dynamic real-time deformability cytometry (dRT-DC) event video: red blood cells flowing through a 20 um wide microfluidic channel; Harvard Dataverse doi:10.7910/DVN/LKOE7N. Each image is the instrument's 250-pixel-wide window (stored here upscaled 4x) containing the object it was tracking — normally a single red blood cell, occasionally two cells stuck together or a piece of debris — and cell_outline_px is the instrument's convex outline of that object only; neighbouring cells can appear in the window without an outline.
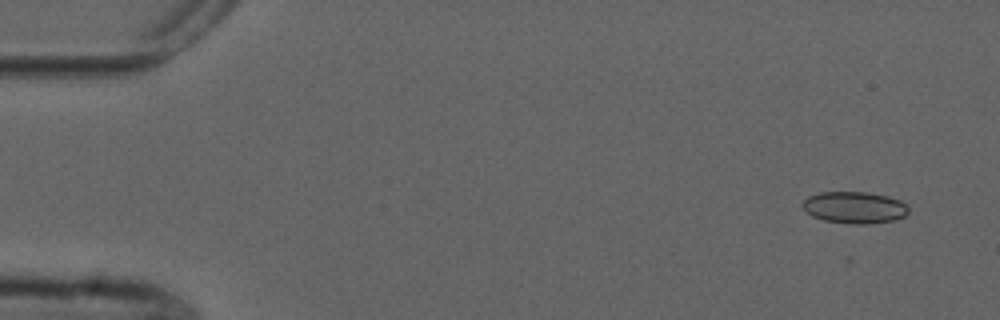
{"species": "common noctule bat (a hibernating species)", "species_latin": "Nyctalus noctula", "temperature_condition": "cold", "stored_images_in_passage": 44, "camera_frame_rate_fps": 3000, "um_per_image_px": 0.085, "animal": {"sex": "male", "forearm_length_mm": 52.5}, "frame": {"image": 1, "passage_image": 1, "time_ms": 0.0, "image_size_px": [1000, 320], "cell_outline_px": [[908, 212], [904, 216], [892, 220], [868, 224], [852, 224], [824, 220], [812, 216], [800, 204], [808, 196], [820, 192], [868, 192], [888, 196], [900, 200], [908, 204]], "centroid_in_image_um": [72.64, 17.62], "position_along_channel_um": 12.4, "area_um2": 19.65}}
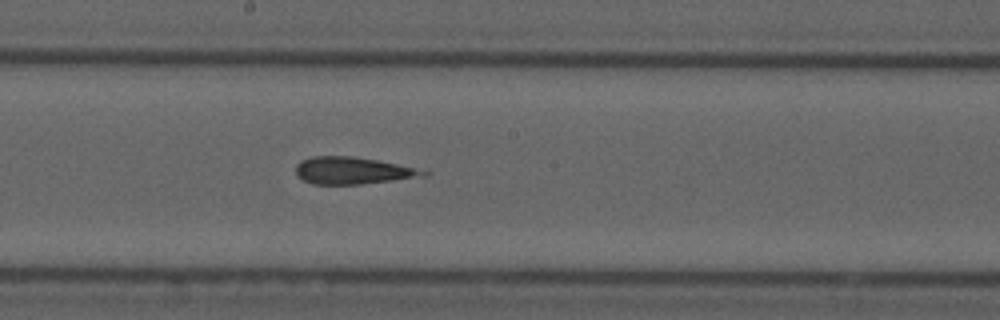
{"frame": {"image": 2, "passage_image": 27, "time_ms": 8.667, "image_size_px": [1000, 320], "cell_outline_px": [[428, 176], [360, 184], [312, 184], [296, 176], [296, 164], [300, 160], [312, 156], [352, 156], [376, 160], [396, 164], [428, 172]], "centroid_in_image_um": [29.9, 14.5], "position_along_channel_um": 218.3, "area_um2": 19.94}}
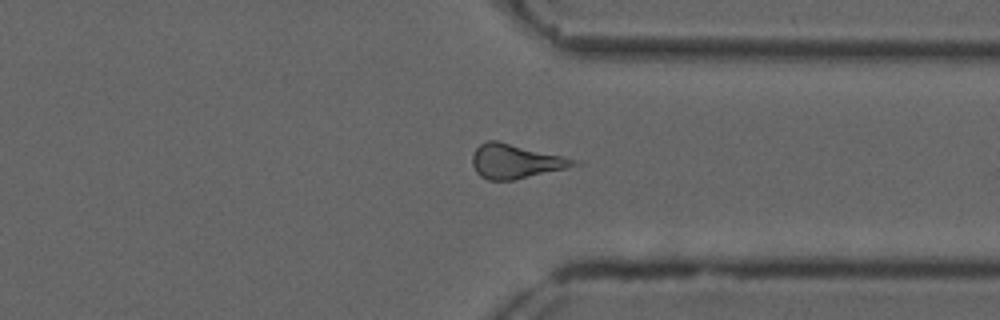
{"frame": {"image": 3, "passage_image": 39, "time_ms": 12.667, "image_size_px": [1000, 320], "cell_outline_px": [[584, 164], [568, 168], [512, 180], [488, 180], [480, 176], [476, 172], [472, 164], [472, 152], [480, 144], [488, 140], [496, 140], [560, 156]], "centroid_in_image_um": [43.76, 13.72], "position_along_channel_um": 367.6, "area_um2": 19.94}, "authors_computed_cell_mechanics": {"area_um2": 20.1722, "velocity_mm_per_s": 3.7496, "shape_relaxation_time_tau1_ms": null, "shape_relaxation_time_tau2_ms": 2.6333, "deformation_change_tau1": null, "deformation_change_tau2": 0.1406}}